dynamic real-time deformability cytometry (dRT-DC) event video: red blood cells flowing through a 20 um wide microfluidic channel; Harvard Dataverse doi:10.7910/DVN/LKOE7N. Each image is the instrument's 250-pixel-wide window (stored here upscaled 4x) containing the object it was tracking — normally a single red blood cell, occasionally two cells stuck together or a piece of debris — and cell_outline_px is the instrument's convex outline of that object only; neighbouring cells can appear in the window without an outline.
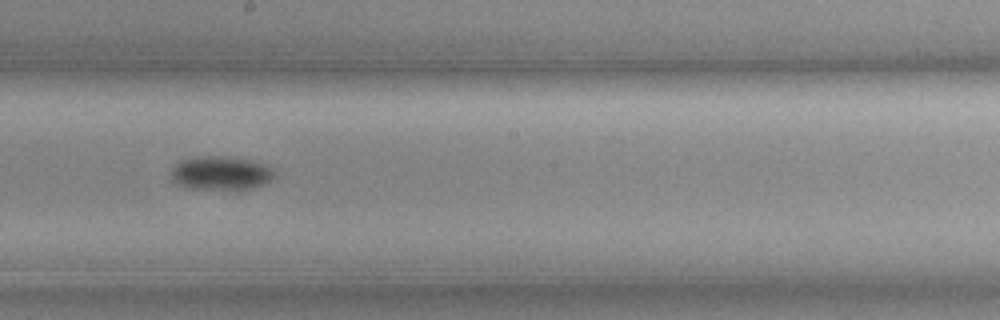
{"species": "common noctule bat (a hibernating species)", "species_latin": "Nyctalus noctula", "temperature_condition": "cold", "stored_images_in_passage": 22, "camera_frame_rate_fps": 3000, "um_per_image_px": 0.085, "animal": {"sex": "female", "body_mass_g": 19.3, "forearm_length_mm": 54.1}, "frame": {"image": 1, "passage_image": 19, "time_ms": 6.0, "image_size_px": [1000, 320], "cell_outline_px": [[276, 176], [264, 184], [236, 192], [232, 192], [192, 188], [176, 184], [172, 180], [172, 168], [180, 160], [204, 156], [228, 156], [252, 160], [272, 168]], "centroid_in_image_um": [18.79, 14.75], "position_along_channel_um": 229.4, "area_um2": 20.87}}